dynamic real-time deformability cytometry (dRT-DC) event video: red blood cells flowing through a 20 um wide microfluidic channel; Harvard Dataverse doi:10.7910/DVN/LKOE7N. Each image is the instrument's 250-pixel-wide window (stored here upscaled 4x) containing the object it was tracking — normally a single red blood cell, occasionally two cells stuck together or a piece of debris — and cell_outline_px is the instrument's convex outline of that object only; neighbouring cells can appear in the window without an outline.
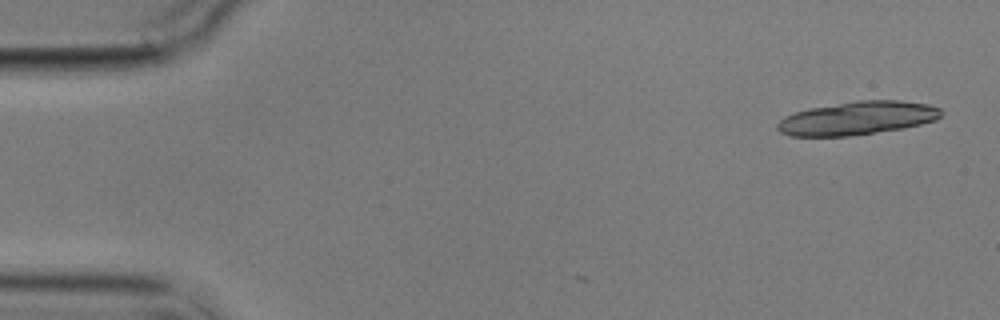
{"species": "common noctule bat (a hibernating species)", "species_latin": "Nyctalus noctula", "temperature_condition": "cold", "stored_images_in_passage": 5, "camera_frame_rate_fps": 3000, "um_per_image_px": 0.085, "animal": {"sex": "male", "body_mass_g": 17.9}, "frame": {"image": 1, "passage_image": 1, "time_ms": 0.0, "image_size_px": [1000, 320], "cell_outline_px": [[940, 116], [936, 120], [904, 128], [848, 136], [788, 136], [780, 132], [776, 128], [776, 124], [784, 116], [808, 108], [856, 100], [900, 100], [928, 104], [940, 108]], "centroid_in_image_um": [72.84, 10.04], "position_along_channel_um": 12.2, "area_um2": 31.91}}